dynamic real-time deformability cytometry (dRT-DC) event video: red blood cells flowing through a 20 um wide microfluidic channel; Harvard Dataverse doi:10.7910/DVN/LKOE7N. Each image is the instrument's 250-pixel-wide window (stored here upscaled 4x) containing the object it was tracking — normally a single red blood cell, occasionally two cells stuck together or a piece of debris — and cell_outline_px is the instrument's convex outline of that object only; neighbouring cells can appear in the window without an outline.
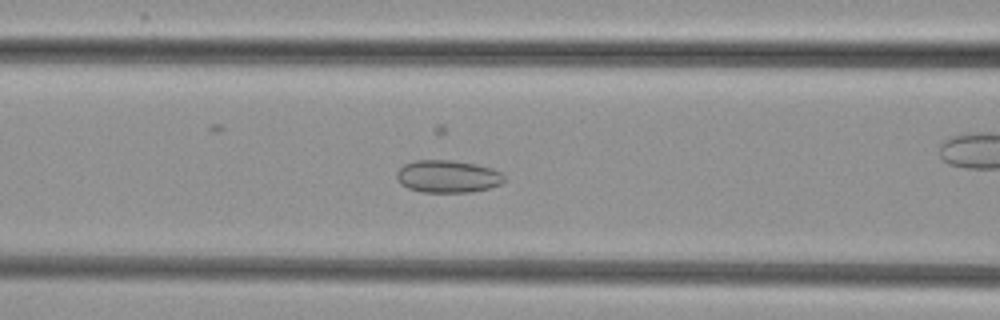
{"species": "common noctule bat (a hibernating species)", "species_latin": "Nyctalus noctula", "temperature_condition": "cold", "stored_images_in_passage": 55, "camera_frame_rate_fps": 3000, "um_per_image_px": 0.085, "animal": {"sex": "female", "body_mass_g": 29.2, "forearm_length_mm": 56.3}, "frame": {"image": 1, "passage_image": 23, "time_ms": 7.333, "image_size_px": [1000, 320], "cell_outline_px": [[504, 180], [500, 184], [488, 188], [472, 192], [420, 192], [408, 188], [400, 184], [396, 176], [396, 172], [404, 164], [416, 160], [452, 160], [476, 164], [492, 168], [500, 172], [504, 176]], "centroid_in_image_um": [38.03, 14.99], "position_along_channel_um": 128.6, "area_um2": 20.4}}
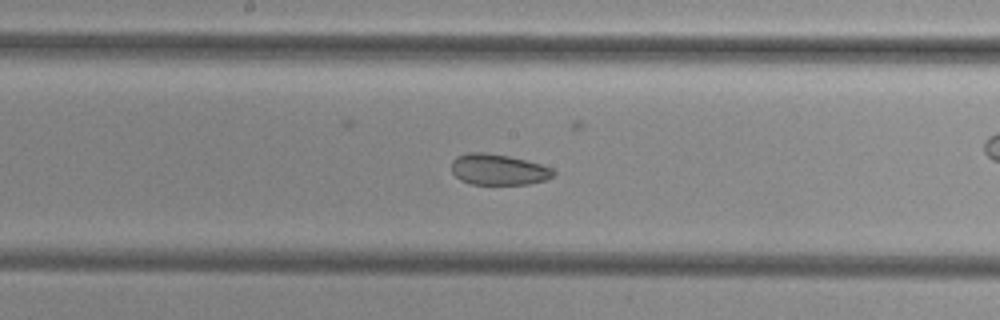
{"frame": {"image": 2, "passage_image": 29, "time_ms": 9.333, "image_size_px": [1000, 320], "cell_outline_px": [[556, 172], [552, 176], [544, 180], [528, 184], [472, 184], [460, 180], [452, 172], [452, 160], [456, 156], [468, 152], [484, 152], [508, 156], [540, 164], [552, 168]], "centroid_in_image_um": [42.33, 14.41], "position_along_channel_um": 205.9, "area_um2": 18.26}}
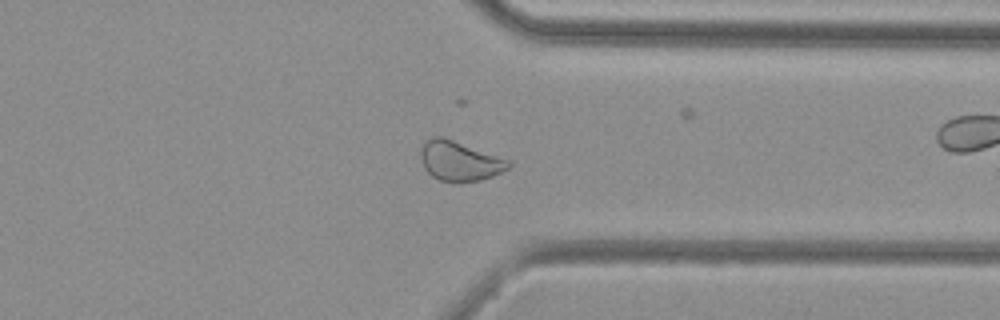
{"frame": {"image": 3, "passage_image": 42, "time_ms": 13.667, "image_size_px": [1000, 320], "cell_outline_px": [[512, 164], [508, 168], [492, 176], [480, 180], [440, 180], [432, 176], [424, 168], [420, 156], [420, 152], [424, 140], [432, 136], [444, 136], [508, 160]], "centroid_in_image_um": [39.01, 13.64], "position_along_channel_um": 372.4, "area_um2": 19.94}}